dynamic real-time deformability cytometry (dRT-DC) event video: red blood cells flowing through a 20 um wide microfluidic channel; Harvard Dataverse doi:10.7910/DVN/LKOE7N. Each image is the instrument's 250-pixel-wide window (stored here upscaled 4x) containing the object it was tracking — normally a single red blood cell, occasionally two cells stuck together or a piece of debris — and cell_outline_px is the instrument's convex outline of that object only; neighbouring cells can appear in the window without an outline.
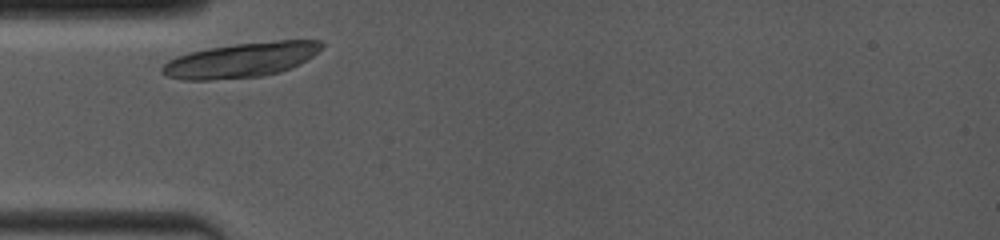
{"species": "common noctule bat (a hibernating species)", "species_latin": "Nyctalus noctula", "temperature_condition": "room temperature", "stored_images_in_passage": 17, "camera_frame_rate_fps": 4000, "um_per_image_px": 0.085, "animal": {"sex": "female", "body_mass_g": 19.0, "forearm_length_mm": 53.3}, "frame": {"image": 1, "passage_image": 1, "time_ms": 0.0, "image_size_px": [1000, 240], "cell_outline_px": [[324, 44], [312, 56], [300, 64], [280, 72], [264, 76], [212, 80], [184, 80], [168, 76], [160, 72], [160, 68], [168, 60], [176, 56], [188, 52], [208, 48], [236, 44], [280, 40], [320, 40]], "centroid_in_image_um": [20.46, 5.11], "position_along_channel_um": 64.5, "area_um2": 32.31}}
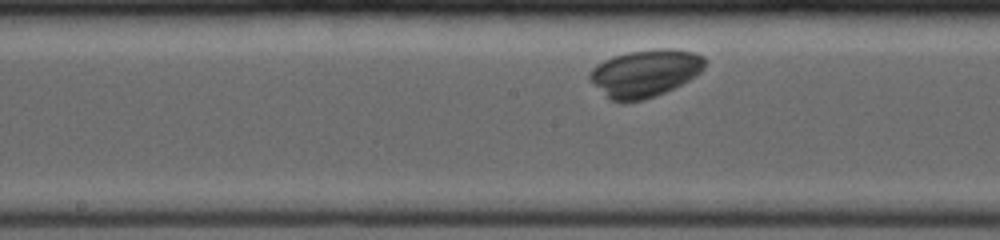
{"frame": {"image": 2, "passage_image": 10, "time_ms": 3.5, "image_size_px": [1000, 240], "cell_outline_px": [[708, 60], [704, 68], [696, 76], [656, 96], [644, 100], [624, 104], [620, 104], [612, 100], [588, 76], [588, 72], [596, 64], [612, 56], [628, 52], [660, 48], [672, 48], [692, 52], [704, 56]], "centroid_in_image_um": [54.86, 6.21], "position_along_channel_um": 193.3, "area_um2": 31.85}}
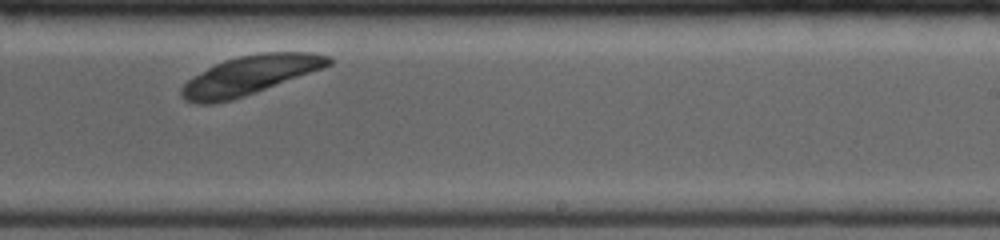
{"frame": {"image": 3, "passage_image": 15, "time_ms": 5.5, "image_size_px": [1000, 240], "cell_outline_px": [[332, 64], [324, 68], [256, 92], [232, 100], [212, 104], [196, 104], [184, 100], [180, 96], [180, 88], [192, 76], [224, 60], [240, 56], [260, 52], [312, 52], [332, 56]], "centroid_in_image_um": [21.23, 6.4], "position_along_channel_um": 267.8, "area_um2": 33.52}}